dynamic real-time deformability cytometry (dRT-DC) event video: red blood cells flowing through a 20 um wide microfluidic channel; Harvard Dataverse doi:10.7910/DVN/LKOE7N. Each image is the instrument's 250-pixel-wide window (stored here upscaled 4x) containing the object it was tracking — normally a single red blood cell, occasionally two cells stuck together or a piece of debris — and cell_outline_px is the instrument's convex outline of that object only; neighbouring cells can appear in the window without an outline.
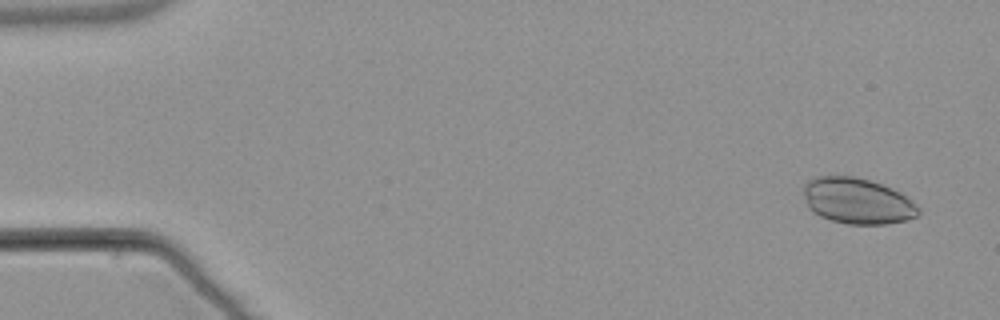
{"species": "common noctule bat (a hibernating species)", "species_latin": "Nyctalus noctula", "temperature_condition": "warm", "stored_images_in_passage": 54, "camera_frame_rate_fps": 3000, "um_per_image_px": 0.085, "animal": {"sex": "male", "body_mass_g": 21.5, "forearm_length_mm": 52.0}, "frame": {"image": 1, "passage_image": 3, "time_ms": 0.667, "image_size_px": [1000, 320], "cell_outline_px": [[920, 212], [916, 216], [908, 220], [884, 224], [848, 224], [832, 220], [820, 216], [812, 212], [808, 208], [804, 196], [804, 184], [808, 180], [816, 176], [856, 176], [892, 188], [908, 196], [920, 208]], "centroid_in_image_um": [72.88, 17.08], "position_along_channel_um": 12.1, "area_um2": 30.92}}
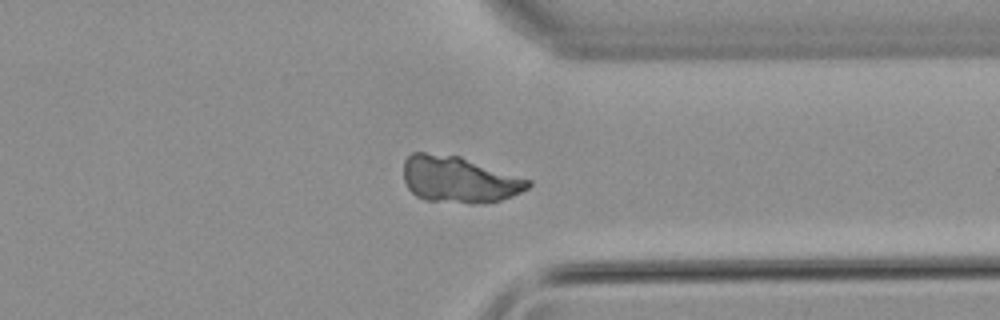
{"frame": {"image": 2, "passage_image": 42, "time_ms": 13.667, "image_size_px": [1000, 320], "cell_outline_px": [[532, 184], [528, 188], [512, 196], [500, 200], [476, 204], [468, 204], [424, 200], [416, 196], [408, 188], [404, 180], [404, 160], [412, 152], [424, 152], [460, 156], [532, 180]], "centroid_in_image_um": [39.01, 15.26], "position_along_channel_um": 372.4, "area_um2": 33.99}}
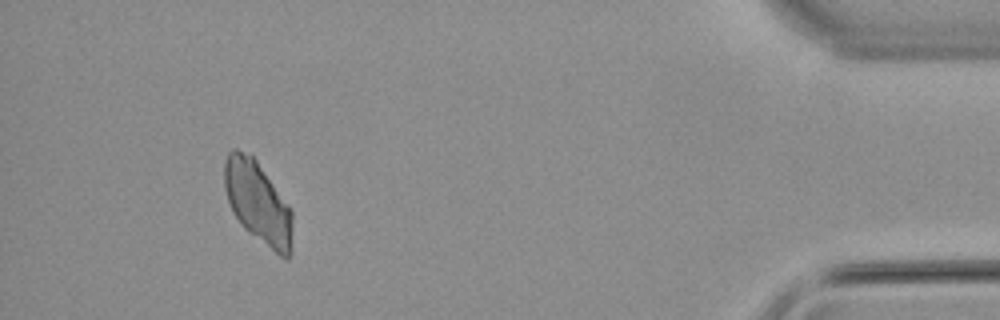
{"frame": {"image": 3, "passage_image": 50, "time_ms": 16.333, "image_size_px": [1000, 320], "cell_outline_px": [[292, 252], [288, 260], [280, 256], [248, 232], [244, 228], [232, 212], [224, 188], [224, 160], [228, 152], [232, 148], [236, 148], [252, 152], [288, 204], [292, 212]], "centroid_in_image_um": [21.91, 17.16], "position_along_channel_um": 413.3, "area_um2": 33.23}}